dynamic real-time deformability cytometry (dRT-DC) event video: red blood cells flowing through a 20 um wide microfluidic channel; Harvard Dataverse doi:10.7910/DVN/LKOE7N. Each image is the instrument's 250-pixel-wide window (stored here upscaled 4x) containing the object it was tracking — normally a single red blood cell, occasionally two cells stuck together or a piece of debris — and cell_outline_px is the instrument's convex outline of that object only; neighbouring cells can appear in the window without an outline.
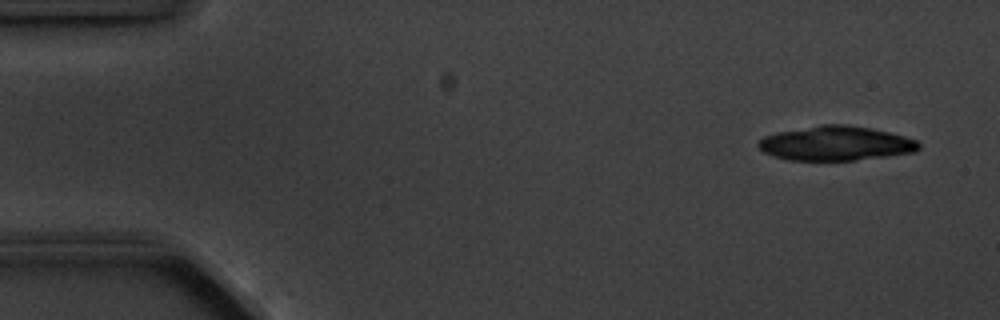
{"species": "common noctule bat (a hibernating species)", "species_latin": "Nyctalus noctula", "temperature_condition": "cold", "stored_images_in_passage": 10, "camera_frame_rate_fps": 3000, "um_per_image_px": 0.085, "animal": {"sex": "male", "body_mass_g": 20.1, "forearm_length_mm": 53.5}, "frame": {"image": 1, "passage_image": 1, "time_ms": 0.0, "image_size_px": [1000, 320], "cell_outline_px": [[920, 148], [916, 152], [856, 160], [788, 160], [772, 156], [764, 152], [756, 144], [764, 136], [776, 132], [820, 124], [848, 124], [872, 128], [904, 136], [916, 140], [920, 144]], "centroid_in_image_um": [71.03, 12.18], "position_along_channel_um": 14.0, "area_um2": 32.37}}
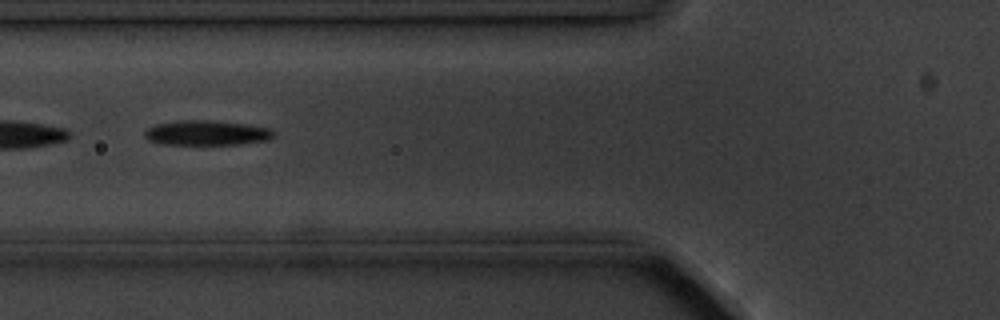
{"frame": {"image": 2, "passage_image": 6, "time_ms": 5.667, "image_size_px": [1000, 320], "cell_outline_px": [[276, 136], [268, 140], [240, 144], [164, 144], [148, 140], [144, 136], [144, 132], [148, 128], [156, 124], [176, 120], [208, 120], [248, 124], [272, 128], [276, 132]], "centroid_in_image_um": [17.62, 11.28], "position_along_channel_um": 108.2, "area_um2": 18.9}}
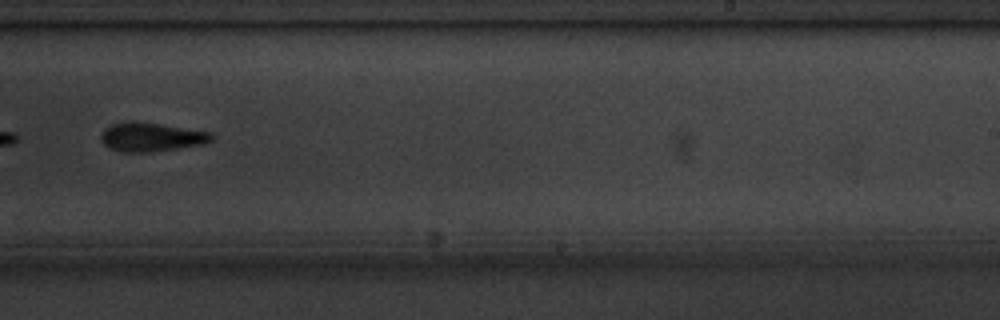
{"frame": {"image": 3, "passage_image": 10, "time_ms": 10.333, "image_size_px": [1000, 320], "cell_outline_px": [[212, 140], [204, 144], [176, 148], [144, 152], [120, 152], [104, 144], [100, 140], [100, 132], [104, 128], [112, 124], [156, 124], [212, 132]], "centroid_in_image_um": [12.85, 11.68], "position_along_channel_um": 276.2, "area_um2": 17.74}}